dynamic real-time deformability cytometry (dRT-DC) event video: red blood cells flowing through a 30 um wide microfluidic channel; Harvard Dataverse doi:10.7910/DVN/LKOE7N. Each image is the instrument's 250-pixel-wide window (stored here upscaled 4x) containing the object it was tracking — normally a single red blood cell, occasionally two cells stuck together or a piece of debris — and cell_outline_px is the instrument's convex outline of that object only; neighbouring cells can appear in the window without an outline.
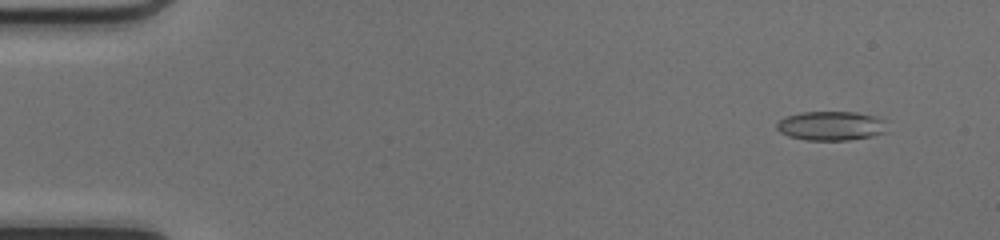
{"species": "common noctule bat (a hibernating species)", "species_latin": "Nyctalus noctula", "temperature_condition": "cold", "stored_images_in_passage": 50, "camera_frame_rate_fps": 3000, "um_per_image_px": 0.085, "animal": {"sex": "female", "body_mass_g": 17.0, "forearm_length_mm": 48.0}, "frame": {"image": 1, "passage_image": 4, "time_ms": 1.0, "image_size_px": [1000, 240], "cell_outline_px": [[888, 132], [872, 136], [848, 140], [808, 140], [788, 136], [780, 132], [776, 128], [776, 124], [784, 116], [800, 112], [856, 112], [876, 116], [884, 120]], "centroid_in_image_um": [70.64, 10.69], "position_along_channel_um": 14.4, "area_um2": 18.96}}
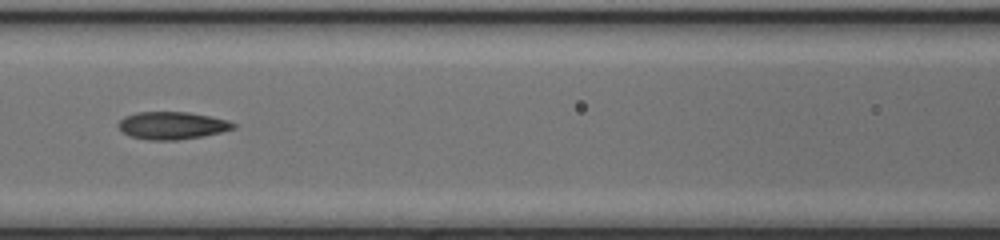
{"frame": {"image": 2, "passage_image": 23, "time_ms": 7.333, "image_size_px": [1000, 240], "cell_outline_px": [[236, 128], [204, 136], [176, 140], [148, 140], [132, 136], [124, 132], [116, 124], [124, 116], [136, 112], [188, 112], [228, 120], [236, 124]], "centroid_in_image_um": [14.63, 10.66], "position_along_channel_um": 152.0, "area_um2": 18.38}}
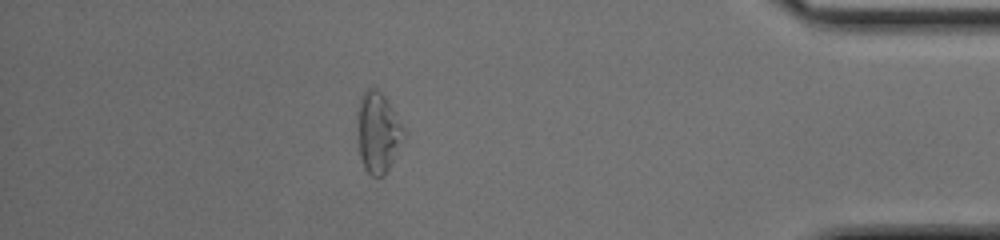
{"frame": {"image": 3, "passage_image": 44, "time_ms": 14.333, "image_size_px": [1000, 240], "cell_outline_px": [[404, 136], [384, 176], [372, 176], [364, 168], [360, 156], [356, 120], [356, 112], [360, 96], [368, 88], [376, 88], [388, 100], [404, 128]], "centroid_in_image_um": [32.08, 11.21], "position_along_channel_um": 403.1, "area_um2": 21.68}, "authors_computed_cell_mechanics": {"area_um2": 18.5538, "velocity_mm_per_s": 4.187, "shape_relaxation_time_tau1_ms": null, "shape_relaxation_time_tau2_ms": 2.4475, "deformation_change_tau1": null, "deformation_change_tau2": 0.1035}}